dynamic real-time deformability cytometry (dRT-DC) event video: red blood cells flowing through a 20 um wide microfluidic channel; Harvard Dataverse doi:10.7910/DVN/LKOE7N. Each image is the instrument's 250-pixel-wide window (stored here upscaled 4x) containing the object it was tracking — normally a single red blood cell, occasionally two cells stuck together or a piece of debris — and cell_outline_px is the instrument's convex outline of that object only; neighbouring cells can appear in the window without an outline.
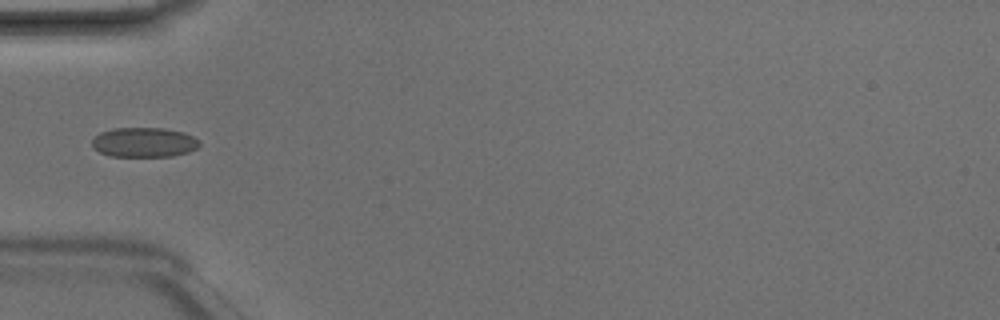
{"species": "Egyptian fruit bat (a non-hibernating species)", "species_latin": "Rousettus aegyptiacus", "temperature_condition": "room temperature", "stored_images_in_passage": 4, "camera_frame_rate_fps": 3000, "um_per_image_px": 0.085, "animal": {"sex": "male"}, "frame": {"image": 1, "passage_image": 4, "time_ms": 1.0, "image_size_px": [1000, 320], "cell_outline_px": [[200, 144], [196, 148], [188, 152], [172, 156], [112, 156], [100, 152], [92, 148], [92, 140], [100, 132], [112, 128], [164, 128], [184, 132], [200, 140]], "centroid_in_image_um": [12.24, 12.09], "position_along_channel_um": 72.8, "area_um2": 18.61}}